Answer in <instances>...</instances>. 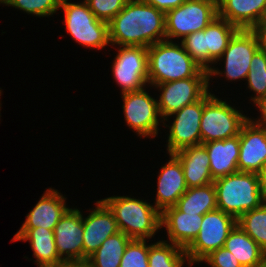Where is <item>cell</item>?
<instances>
[{"label":"cell","mask_w":266,"mask_h":267,"mask_svg":"<svg viewBox=\"0 0 266 267\" xmlns=\"http://www.w3.org/2000/svg\"><path fill=\"white\" fill-rule=\"evenodd\" d=\"M237 224L266 252V201L242 214Z\"/></svg>","instance_id":"f1b7e54d"},{"label":"cell","mask_w":266,"mask_h":267,"mask_svg":"<svg viewBox=\"0 0 266 267\" xmlns=\"http://www.w3.org/2000/svg\"><path fill=\"white\" fill-rule=\"evenodd\" d=\"M130 240L131 238L121 231L109 236L87 259L86 263L90 267H119Z\"/></svg>","instance_id":"4316f807"},{"label":"cell","mask_w":266,"mask_h":267,"mask_svg":"<svg viewBox=\"0 0 266 267\" xmlns=\"http://www.w3.org/2000/svg\"><path fill=\"white\" fill-rule=\"evenodd\" d=\"M122 105L127 126L140 137H156L158 134L160 116L157 99L146 92L144 88L122 94Z\"/></svg>","instance_id":"30bf717a"},{"label":"cell","mask_w":266,"mask_h":267,"mask_svg":"<svg viewBox=\"0 0 266 267\" xmlns=\"http://www.w3.org/2000/svg\"><path fill=\"white\" fill-rule=\"evenodd\" d=\"M60 8L65 14V28L79 45L101 50L110 44L108 23L97 19L85 1L70 3L61 0Z\"/></svg>","instance_id":"8992f818"},{"label":"cell","mask_w":266,"mask_h":267,"mask_svg":"<svg viewBox=\"0 0 266 267\" xmlns=\"http://www.w3.org/2000/svg\"><path fill=\"white\" fill-rule=\"evenodd\" d=\"M62 267H90L86 262L65 263Z\"/></svg>","instance_id":"ab89813d"},{"label":"cell","mask_w":266,"mask_h":267,"mask_svg":"<svg viewBox=\"0 0 266 267\" xmlns=\"http://www.w3.org/2000/svg\"><path fill=\"white\" fill-rule=\"evenodd\" d=\"M202 144L209 154L210 173L214 180L238 172L239 135Z\"/></svg>","instance_id":"603a6c76"},{"label":"cell","mask_w":266,"mask_h":267,"mask_svg":"<svg viewBox=\"0 0 266 267\" xmlns=\"http://www.w3.org/2000/svg\"><path fill=\"white\" fill-rule=\"evenodd\" d=\"M236 224L237 220L233 216L220 209L205 213L198 235L185 249L188 267L201 263L212 251L224 247L225 240Z\"/></svg>","instance_id":"ba28073f"},{"label":"cell","mask_w":266,"mask_h":267,"mask_svg":"<svg viewBox=\"0 0 266 267\" xmlns=\"http://www.w3.org/2000/svg\"><path fill=\"white\" fill-rule=\"evenodd\" d=\"M83 215L69 208L54 228V239L59 257L65 263L83 262Z\"/></svg>","instance_id":"5bb4252c"},{"label":"cell","mask_w":266,"mask_h":267,"mask_svg":"<svg viewBox=\"0 0 266 267\" xmlns=\"http://www.w3.org/2000/svg\"><path fill=\"white\" fill-rule=\"evenodd\" d=\"M0 4L15 7L35 16L48 17L60 9L61 0H0Z\"/></svg>","instance_id":"4dcf8cb0"},{"label":"cell","mask_w":266,"mask_h":267,"mask_svg":"<svg viewBox=\"0 0 266 267\" xmlns=\"http://www.w3.org/2000/svg\"><path fill=\"white\" fill-rule=\"evenodd\" d=\"M239 172L257 173L266 164V127L248 120L239 133Z\"/></svg>","instance_id":"2e32d148"},{"label":"cell","mask_w":266,"mask_h":267,"mask_svg":"<svg viewBox=\"0 0 266 267\" xmlns=\"http://www.w3.org/2000/svg\"><path fill=\"white\" fill-rule=\"evenodd\" d=\"M217 17L218 0H186L165 13L166 40L202 31Z\"/></svg>","instance_id":"52a82bcc"},{"label":"cell","mask_w":266,"mask_h":267,"mask_svg":"<svg viewBox=\"0 0 266 267\" xmlns=\"http://www.w3.org/2000/svg\"><path fill=\"white\" fill-rule=\"evenodd\" d=\"M254 30L259 36L261 48L266 50V19L263 20Z\"/></svg>","instance_id":"74e56055"},{"label":"cell","mask_w":266,"mask_h":267,"mask_svg":"<svg viewBox=\"0 0 266 267\" xmlns=\"http://www.w3.org/2000/svg\"><path fill=\"white\" fill-rule=\"evenodd\" d=\"M102 201L112 211L118 228L131 239H150L161 228V212L150 203L130 196Z\"/></svg>","instance_id":"277c9868"},{"label":"cell","mask_w":266,"mask_h":267,"mask_svg":"<svg viewBox=\"0 0 266 267\" xmlns=\"http://www.w3.org/2000/svg\"><path fill=\"white\" fill-rule=\"evenodd\" d=\"M213 183L217 209L233 216L236 220L266 201L259 187L257 173L238 171L219 177Z\"/></svg>","instance_id":"3957f363"},{"label":"cell","mask_w":266,"mask_h":267,"mask_svg":"<svg viewBox=\"0 0 266 267\" xmlns=\"http://www.w3.org/2000/svg\"><path fill=\"white\" fill-rule=\"evenodd\" d=\"M258 267H266V262L263 265L258 266Z\"/></svg>","instance_id":"60d3db41"},{"label":"cell","mask_w":266,"mask_h":267,"mask_svg":"<svg viewBox=\"0 0 266 267\" xmlns=\"http://www.w3.org/2000/svg\"><path fill=\"white\" fill-rule=\"evenodd\" d=\"M174 155L182 164L184 178L188 188L202 187L213 183L210 173L209 154L203 144L184 148Z\"/></svg>","instance_id":"7402d4cb"},{"label":"cell","mask_w":266,"mask_h":267,"mask_svg":"<svg viewBox=\"0 0 266 267\" xmlns=\"http://www.w3.org/2000/svg\"><path fill=\"white\" fill-rule=\"evenodd\" d=\"M174 206L183 213H197L200 215L217 209L214 183L202 187L188 188Z\"/></svg>","instance_id":"484cf974"},{"label":"cell","mask_w":266,"mask_h":267,"mask_svg":"<svg viewBox=\"0 0 266 267\" xmlns=\"http://www.w3.org/2000/svg\"><path fill=\"white\" fill-rule=\"evenodd\" d=\"M238 30L236 26L219 16L205 28V49H207V71L209 73V81L212 76L223 74L222 71L210 67V65L213 63L215 64L222 56L230 39Z\"/></svg>","instance_id":"cb8c5ba5"},{"label":"cell","mask_w":266,"mask_h":267,"mask_svg":"<svg viewBox=\"0 0 266 267\" xmlns=\"http://www.w3.org/2000/svg\"><path fill=\"white\" fill-rule=\"evenodd\" d=\"M148 83L150 86L187 78H209V73L197 64L174 41H160L147 48Z\"/></svg>","instance_id":"7a4b0ae2"},{"label":"cell","mask_w":266,"mask_h":267,"mask_svg":"<svg viewBox=\"0 0 266 267\" xmlns=\"http://www.w3.org/2000/svg\"><path fill=\"white\" fill-rule=\"evenodd\" d=\"M218 16L238 29L254 30L266 19V0H218Z\"/></svg>","instance_id":"d6986e66"},{"label":"cell","mask_w":266,"mask_h":267,"mask_svg":"<svg viewBox=\"0 0 266 267\" xmlns=\"http://www.w3.org/2000/svg\"><path fill=\"white\" fill-rule=\"evenodd\" d=\"M248 88L255 92V96L250 100L257 101L266 96V50L259 48L252 56L250 69L247 75Z\"/></svg>","instance_id":"f546056e"},{"label":"cell","mask_w":266,"mask_h":267,"mask_svg":"<svg viewBox=\"0 0 266 267\" xmlns=\"http://www.w3.org/2000/svg\"><path fill=\"white\" fill-rule=\"evenodd\" d=\"M184 50L199 64L207 70V49H205V29L185 36L181 41Z\"/></svg>","instance_id":"d6a6232c"},{"label":"cell","mask_w":266,"mask_h":267,"mask_svg":"<svg viewBox=\"0 0 266 267\" xmlns=\"http://www.w3.org/2000/svg\"><path fill=\"white\" fill-rule=\"evenodd\" d=\"M248 120L249 117L235 107L208 92L204 96V109L200 122L201 144L239 135L242 126Z\"/></svg>","instance_id":"5b68a950"},{"label":"cell","mask_w":266,"mask_h":267,"mask_svg":"<svg viewBox=\"0 0 266 267\" xmlns=\"http://www.w3.org/2000/svg\"><path fill=\"white\" fill-rule=\"evenodd\" d=\"M65 201V196L61 195L58 190L46 189L34 208L27 214L26 220L20 229L43 227L54 230L58 221L69 209Z\"/></svg>","instance_id":"ffe728a7"},{"label":"cell","mask_w":266,"mask_h":267,"mask_svg":"<svg viewBox=\"0 0 266 267\" xmlns=\"http://www.w3.org/2000/svg\"><path fill=\"white\" fill-rule=\"evenodd\" d=\"M169 156V162L161 167L157 178V194L154 206L160 212L174 206L188 189L181 162L174 154H169Z\"/></svg>","instance_id":"e0dca14e"},{"label":"cell","mask_w":266,"mask_h":267,"mask_svg":"<svg viewBox=\"0 0 266 267\" xmlns=\"http://www.w3.org/2000/svg\"><path fill=\"white\" fill-rule=\"evenodd\" d=\"M204 109V97L169 116L175 117L169 127L167 152L174 154L184 148L201 144L200 122Z\"/></svg>","instance_id":"4fadbf2b"},{"label":"cell","mask_w":266,"mask_h":267,"mask_svg":"<svg viewBox=\"0 0 266 267\" xmlns=\"http://www.w3.org/2000/svg\"><path fill=\"white\" fill-rule=\"evenodd\" d=\"M11 241H29L38 267H62L54 239V230L43 227L20 229Z\"/></svg>","instance_id":"44dd1931"},{"label":"cell","mask_w":266,"mask_h":267,"mask_svg":"<svg viewBox=\"0 0 266 267\" xmlns=\"http://www.w3.org/2000/svg\"><path fill=\"white\" fill-rule=\"evenodd\" d=\"M260 47L259 36L255 30L239 29L216 61L217 63L225 59L223 72L226 80H246L252 56Z\"/></svg>","instance_id":"7c38bea8"},{"label":"cell","mask_w":266,"mask_h":267,"mask_svg":"<svg viewBox=\"0 0 266 267\" xmlns=\"http://www.w3.org/2000/svg\"><path fill=\"white\" fill-rule=\"evenodd\" d=\"M142 1L166 13L167 11L175 9L178 6L182 5L186 0H142Z\"/></svg>","instance_id":"d590c367"},{"label":"cell","mask_w":266,"mask_h":267,"mask_svg":"<svg viewBox=\"0 0 266 267\" xmlns=\"http://www.w3.org/2000/svg\"><path fill=\"white\" fill-rule=\"evenodd\" d=\"M256 107L258 106L259 111H261V117L257 120L249 118V120L258 127H266V96L259 98L254 102Z\"/></svg>","instance_id":"8d00e7d4"},{"label":"cell","mask_w":266,"mask_h":267,"mask_svg":"<svg viewBox=\"0 0 266 267\" xmlns=\"http://www.w3.org/2000/svg\"><path fill=\"white\" fill-rule=\"evenodd\" d=\"M209 85V78H187L154 85L161 91L157 104L163 124L169 115L203 98L210 91Z\"/></svg>","instance_id":"8fae6325"},{"label":"cell","mask_w":266,"mask_h":267,"mask_svg":"<svg viewBox=\"0 0 266 267\" xmlns=\"http://www.w3.org/2000/svg\"><path fill=\"white\" fill-rule=\"evenodd\" d=\"M186 260L185 249L166 240L148 245V267H183Z\"/></svg>","instance_id":"83f0119b"},{"label":"cell","mask_w":266,"mask_h":267,"mask_svg":"<svg viewBox=\"0 0 266 267\" xmlns=\"http://www.w3.org/2000/svg\"><path fill=\"white\" fill-rule=\"evenodd\" d=\"M203 215L183 213L175 206L161 212V227L167 230L169 242L186 249L199 233Z\"/></svg>","instance_id":"ac0fdd59"},{"label":"cell","mask_w":266,"mask_h":267,"mask_svg":"<svg viewBox=\"0 0 266 267\" xmlns=\"http://www.w3.org/2000/svg\"><path fill=\"white\" fill-rule=\"evenodd\" d=\"M112 74L121 93L138 91L148 83V54L142 46H119Z\"/></svg>","instance_id":"9c48e42d"},{"label":"cell","mask_w":266,"mask_h":267,"mask_svg":"<svg viewBox=\"0 0 266 267\" xmlns=\"http://www.w3.org/2000/svg\"><path fill=\"white\" fill-rule=\"evenodd\" d=\"M112 46L151 45L166 40L165 13L142 0H128L108 23Z\"/></svg>","instance_id":"6da1fadb"},{"label":"cell","mask_w":266,"mask_h":267,"mask_svg":"<svg viewBox=\"0 0 266 267\" xmlns=\"http://www.w3.org/2000/svg\"><path fill=\"white\" fill-rule=\"evenodd\" d=\"M224 247L242 267H258L266 262V252L238 224L230 231Z\"/></svg>","instance_id":"d4e9b609"},{"label":"cell","mask_w":266,"mask_h":267,"mask_svg":"<svg viewBox=\"0 0 266 267\" xmlns=\"http://www.w3.org/2000/svg\"><path fill=\"white\" fill-rule=\"evenodd\" d=\"M257 176L262 196L266 200V164L257 172Z\"/></svg>","instance_id":"f35d334b"},{"label":"cell","mask_w":266,"mask_h":267,"mask_svg":"<svg viewBox=\"0 0 266 267\" xmlns=\"http://www.w3.org/2000/svg\"><path fill=\"white\" fill-rule=\"evenodd\" d=\"M95 204L96 208L87 217H83V262H86L109 236L120 232L108 206L102 200Z\"/></svg>","instance_id":"9a60e30c"},{"label":"cell","mask_w":266,"mask_h":267,"mask_svg":"<svg viewBox=\"0 0 266 267\" xmlns=\"http://www.w3.org/2000/svg\"><path fill=\"white\" fill-rule=\"evenodd\" d=\"M119 267H148L146 239H131L121 258Z\"/></svg>","instance_id":"1f68e13d"},{"label":"cell","mask_w":266,"mask_h":267,"mask_svg":"<svg viewBox=\"0 0 266 267\" xmlns=\"http://www.w3.org/2000/svg\"><path fill=\"white\" fill-rule=\"evenodd\" d=\"M97 19L109 23L128 0H84Z\"/></svg>","instance_id":"836d02e7"},{"label":"cell","mask_w":266,"mask_h":267,"mask_svg":"<svg viewBox=\"0 0 266 267\" xmlns=\"http://www.w3.org/2000/svg\"><path fill=\"white\" fill-rule=\"evenodd\" d=\"M201 262H207L210 267H242L234 255L225 247L212 251Z\"/></svg>","instance_id":"e575fe53"}]
</instances>
